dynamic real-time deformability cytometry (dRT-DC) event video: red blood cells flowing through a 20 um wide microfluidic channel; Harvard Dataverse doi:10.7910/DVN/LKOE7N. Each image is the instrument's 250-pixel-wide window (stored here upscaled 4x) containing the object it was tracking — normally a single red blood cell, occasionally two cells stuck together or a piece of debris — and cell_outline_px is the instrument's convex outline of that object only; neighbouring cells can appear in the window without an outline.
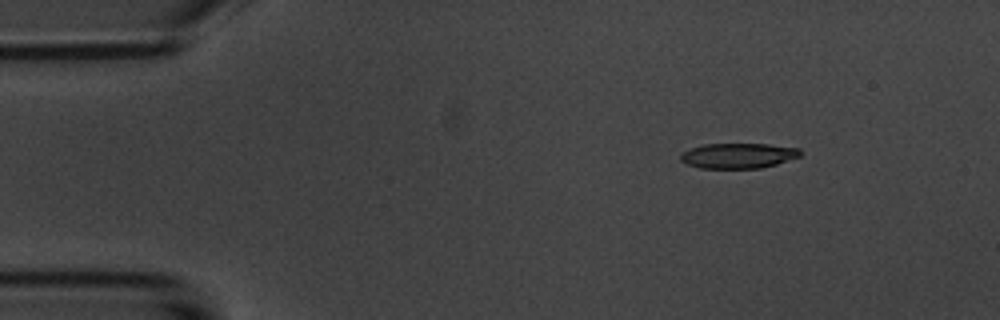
{"species": "common noctule bat (a hibernating species)", "species_latin": "Nyctalus noctula", "temperature_condition": "room temperature", "stored_images_in_passage": 4, "camera_frame_rate_fps": 3000, "um_per_image_px": 0.085, "animal": {"sex": "male", "body_mass_g": 20.1, "forearm_length_mm": 53.5}, "frame": {"image": 1, "passage_image": 2, "time_ms": 1.333, "image_size_px": [1000, 320], "cell_outline_px": [[800, 156], [776, 164], [760, 168], [700, 168], [688, 164], [680, 160], [680, 152], [688, 148], [704, 144], [768, 144], [800, 148]], "centroid_in_image_um": [62.7, 13.22], "position_along_channel_um": 22.3, "area_um2": 17.63}}